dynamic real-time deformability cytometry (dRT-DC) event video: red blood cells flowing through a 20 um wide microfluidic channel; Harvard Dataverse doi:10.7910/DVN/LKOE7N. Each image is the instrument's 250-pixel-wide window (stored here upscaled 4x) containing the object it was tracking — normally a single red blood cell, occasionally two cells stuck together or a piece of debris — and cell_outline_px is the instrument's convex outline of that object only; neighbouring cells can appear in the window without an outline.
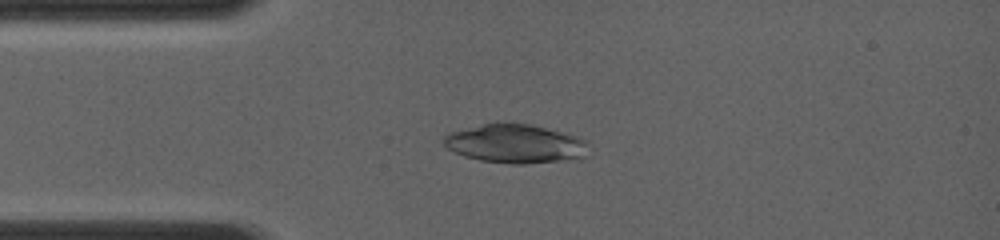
{"species": "common noctule bat (a hibernating species)", "species_latin": "Nyctalus noctula", "temperature_condition": "room temperature", "stored_images_in_passage": 4, "camera_frame_rate_fps": 4000, "um_per_image_px": 0.085, "animal": {"sex": "female", "body_mass_g": 19.0, "forearm_length_mm": 56.7}, "frame": {"image": 1, "passage_image": 3, "time_ms": 1.25, "image_size_px": [1000, 240], "cell_outline_px": [[588, 140], [584, 156], [576, 160], [524, 164], [512, 164], [480, 160], [464, 156], [448, 148], [440, 140], [448, 132], [484, 124], [504, 120], [532, 124], [576, 136]], "centroid_in_image_um": [43.79, 12.2], "position_along_channel_um": 41.2, "area_um2": 33.35}}